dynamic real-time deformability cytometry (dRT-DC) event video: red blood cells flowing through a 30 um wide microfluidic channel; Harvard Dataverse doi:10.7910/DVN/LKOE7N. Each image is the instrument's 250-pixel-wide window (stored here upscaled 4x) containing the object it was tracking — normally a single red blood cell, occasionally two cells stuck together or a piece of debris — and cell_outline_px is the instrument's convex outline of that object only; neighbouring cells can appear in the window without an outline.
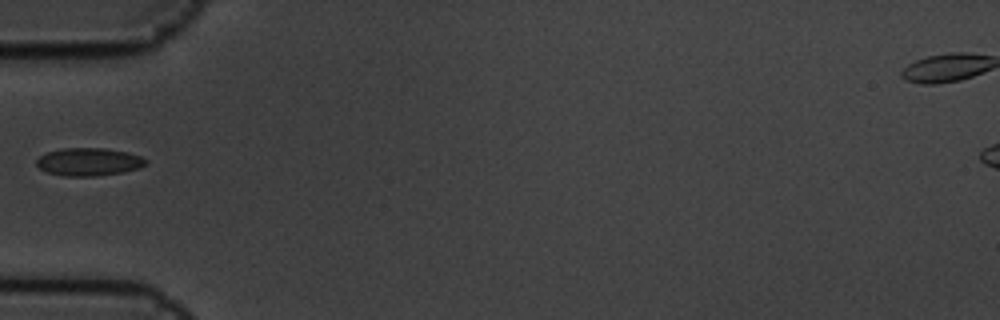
{"species": "common noctule bat (a hibernating species)", "species_latin": "Nyctalus noctula", "temperature_condition": "cold", "stored_images_in_passage": 1, "camera_frame_rate_fps": 3000, "um_per_image_px": 0.085, "animal": {"sex": "male", "body_mass_g": 19.5, "forearm_length_mm": 54.6}, "frame": {"image": 1, "passage_image": 1, "time_ms": 0.0, "image_size_px": [1000, 320], "cell_outline_px": [[148, 164], [140, 168], [124, 172], [96, 176], [64, 176], [48, 172], [40, 168], [36, 164], [36, 160], [40, 156], [48, 152], [60, 148], [104, 148], [128, 152], [140, 156], [148, 160]], "centroid_in_image_um": [7.59, 13.75], "position_along_channel_um": 77.4, "area_um2": 17.86}}